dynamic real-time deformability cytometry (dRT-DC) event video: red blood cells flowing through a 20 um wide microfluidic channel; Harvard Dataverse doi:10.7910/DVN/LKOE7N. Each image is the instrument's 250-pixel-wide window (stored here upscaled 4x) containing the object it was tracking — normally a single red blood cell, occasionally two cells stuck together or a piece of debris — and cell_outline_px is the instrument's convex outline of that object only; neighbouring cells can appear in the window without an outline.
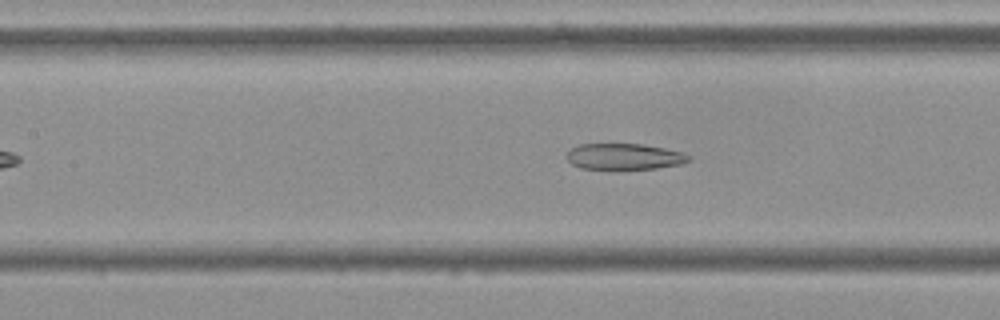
{"species": "Egyptian fruit bat (a non-hibernating species)", "species_latin": "Rousettus aegyptiacus", "temperature_condition": "cold", "stored_images_in_passage": 44, "camera_frame_rate_fps": 3000, "um_per_image_px": 0.085, "frame": {"image": 1, "passage_image": 13, "time_ms": 4.0, "image_size_px": [1000, 320], "cell_outline_px": [[688, 160], [680, 164], [656, 168], [616, 172], [580, 168], [572, 164], [564, 156], [572, 148], [580, 144], [644, 144], [664, 148], [680, 152], [688, 156]], "centroid_in_image_um": [52.97, 13.35], "position_along_channel_um": 154.4, "area_um2": 19.19}}
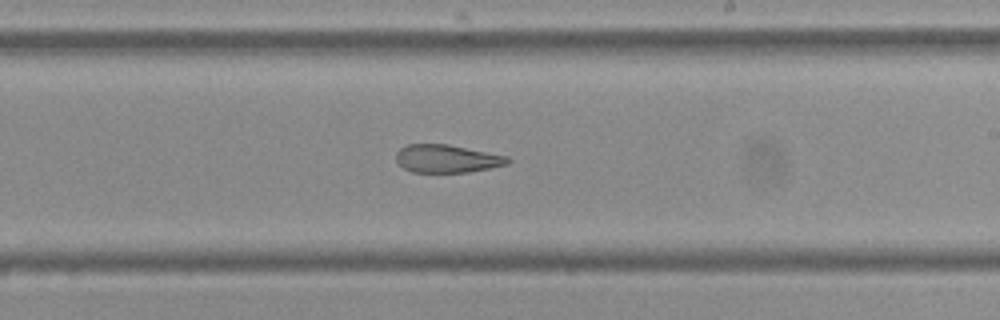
{"frame": {"image": 2, "passage_image": 21, "time_ms": 6.667, "image_size_px": [1000, 320], "cell_outline_px": [[512, 160], [508, 164], [492, 168], [468, 172], [412, 172], [404, 168], [396, 160], [396, 152], [400, 148], [408, 144], [448, 144], [508, 156]], "centroid_in_image_um": [38.01, 13.48], "position_along_channel_um": 251.0, "area_um2": 18.26}}
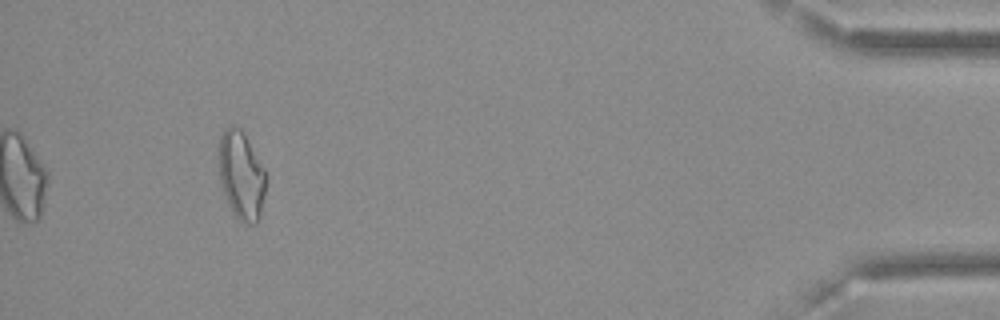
{"frame": {"image": 3, "passage_image": 40, "time_ms": 13.0, "image_size_px": [1000, 320], "cell_outline_px": [[264, 196], [260, 216], [256, 224], [244, 224], [232, 212], [228, 204], [220, 180], [220, 136], [224, 128], [232, 124], [240, 128], [244, 132], [264, 168]], "centroid_in_image_um": [20.51, 14.9], "position_along_channel_um": 414.7, "area_um2": 23.93}, "authors_computed_cell_mechanics": {"area_um2": 20.6057, "velocity_mm_per_s": 3.6316, "shape_relaxation_time_tau1_ms": null, "shape_relaxation_time_tau2_ms": 2.3809, "deformation_change_tau1": null, "deformation_change_tau2": 0.1056}}